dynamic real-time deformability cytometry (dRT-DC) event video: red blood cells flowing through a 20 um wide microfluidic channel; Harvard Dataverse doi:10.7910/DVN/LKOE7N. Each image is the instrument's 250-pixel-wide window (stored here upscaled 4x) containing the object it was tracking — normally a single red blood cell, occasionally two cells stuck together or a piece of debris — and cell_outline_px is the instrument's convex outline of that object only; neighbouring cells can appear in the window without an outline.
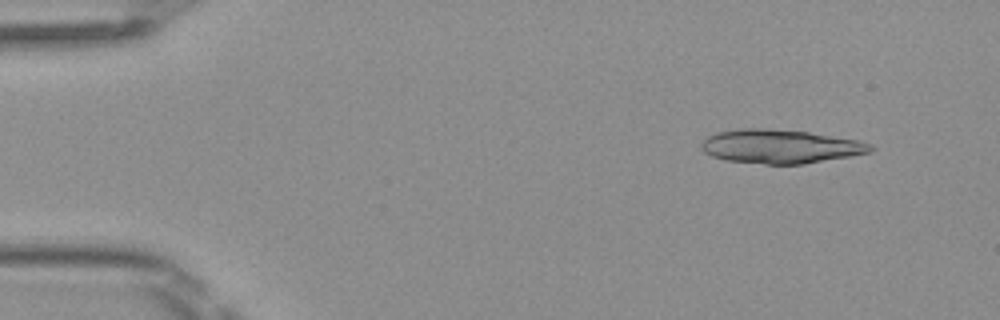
{"species": "Egyptian fruit bat (a non-hibernating species)", "species_latin": "Rousettus aegyptiacus", "temperature_condition": "room temperature", "stored_images_in_passage": 46, "segment_of_instrument_passage": [1, 2], "camera_frame_rate_fps": 3000, "um_per_image_px": 0.085, "frame": {"image": 1, "passage_image": 2, "time_ms": 0.333, "image_size_px": [1000, 320], "cell_outline_px": [[876, 148], [872, 152], [804, 164], [764, 164], [724, 160], [712, 156], [704, 152], [700, 148], [700, 144], [708, 136], [716, 132], [740, 128], [768, 128], [808, 132], [860, 140], [872, 144]], "centroid_in_image_um": [66.33, 12.44], "position_along_channel_um": 18.7, "area_um2": 33.64}}